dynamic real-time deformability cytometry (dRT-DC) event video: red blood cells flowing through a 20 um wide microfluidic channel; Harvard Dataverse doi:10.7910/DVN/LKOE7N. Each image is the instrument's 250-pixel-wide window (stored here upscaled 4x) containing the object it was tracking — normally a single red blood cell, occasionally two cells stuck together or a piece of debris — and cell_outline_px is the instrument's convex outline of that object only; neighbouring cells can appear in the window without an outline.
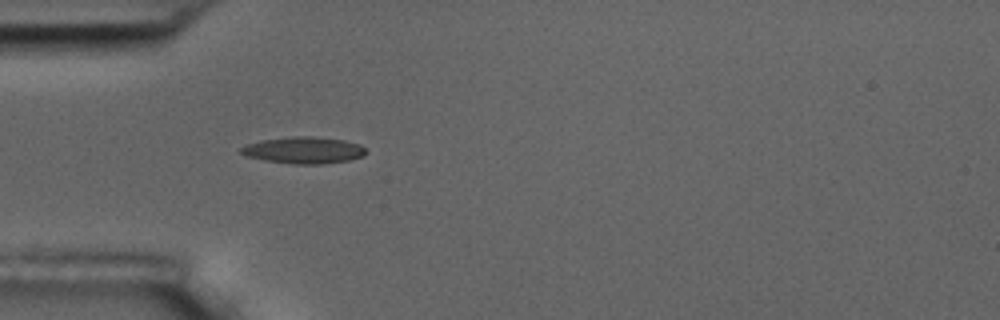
{"species": "common noctule bat (a hibernating species)", "species_latin": "Nyctalus noctula", "temperature_condition": "room temperature", "stored_images_in_passage": 5, "camera_frame_rate_fps": 3000, "um_per_image_px": 0.085, "animal": {"sex": "male", "body_mass_g": 17.5, "forearm_length_mm": 52.3}, "frame": {"image": 1, "passage_image": 5, "time_ms": 5.667, "image_size_px": [1000, 320], "cell_outline_px": [[368, 152], [364, 156], [348, 160], [320, 164], [292, 164], [264, 160], [248, 156], [240, 152], [240, 148], [248, 144], [260, 140], [292, 136], [312, 136], [344, 140], [360, 144]], "centroid_in_image_um": [25.84, 12.76], "position_along_channel_um": 59.2, "area_um2": 19.42}}